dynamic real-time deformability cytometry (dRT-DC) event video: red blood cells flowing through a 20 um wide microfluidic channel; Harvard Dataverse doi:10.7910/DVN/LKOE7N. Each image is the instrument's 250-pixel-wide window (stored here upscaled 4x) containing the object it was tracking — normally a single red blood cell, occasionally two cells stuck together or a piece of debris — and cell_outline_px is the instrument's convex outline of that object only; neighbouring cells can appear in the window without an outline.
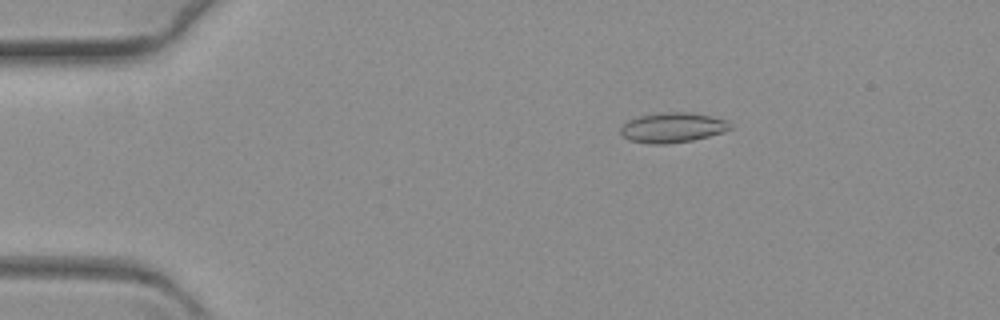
{"species": "common noctule bat (a hibernating species)", "species_latin": "Nyctalus noctula", "temperature_condition": "warm", "stored_images_in_passage": 64, "camera_frame_rate_fps": 3000, "um_per_image_px": 0.085, "animal": {"sex": "female", "body_mass_g": 19.3, "forearm_length_mm": 54.1}, "frame": {"image": 1, "passage_image": 12, "time_ms": 3.667, "image_size_px": [1000, 320], "cell_outline_px": [[732, 128], [724, 132], [692, 140], [668, 144], [652, 144], [628, 140], [620, 132], [620, 128], [628, 120], [640, 116], [664, 112], [692, 112], [712, 116], [728, 120], [732, 124]], "centroid_in_image_um": [57.2, 10.84], "position_along_channel_um": 27.8, "area_um2": 19.25}}
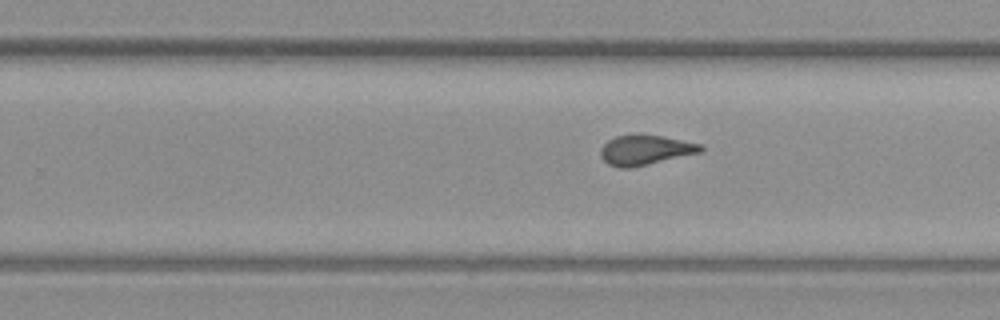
{"frame": {"image": 2, "passage_image": 41, "time_ms": 13.333, "image_size_px": [1000, 320], "cell_outline_px": [[704, 148], [700, 152], [632, 168], [620, 168], [608, 164], [600, 156], [600, 148], [608, 140], [616, 136], [636, 132], [644, 132], [700, 144]], "centroid_in_image_um": [54.79, 12.72], "position_along_channel_um": 275.0, "area_um2": 17.8}}
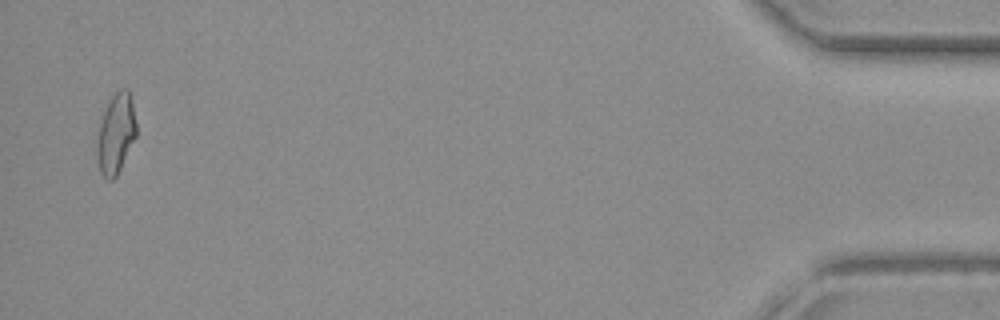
{"frame": {"image": 3, "passage_image": 63, "time_ms": 20.667, "image_size_px": [1000, 320], "cell_outline_px": [[136, 136], [116, 176], [112, 180], [108, 180], [100, 172], [96, 152], [96, 144], [100, 116], [104, 104], [120, 88], [128, 88], [132, 104], [136, 124]], "centroid_in_image_um": [9.81, 11.31], "position_along_channel_um": 425.4, "area_um2": 18.55}}